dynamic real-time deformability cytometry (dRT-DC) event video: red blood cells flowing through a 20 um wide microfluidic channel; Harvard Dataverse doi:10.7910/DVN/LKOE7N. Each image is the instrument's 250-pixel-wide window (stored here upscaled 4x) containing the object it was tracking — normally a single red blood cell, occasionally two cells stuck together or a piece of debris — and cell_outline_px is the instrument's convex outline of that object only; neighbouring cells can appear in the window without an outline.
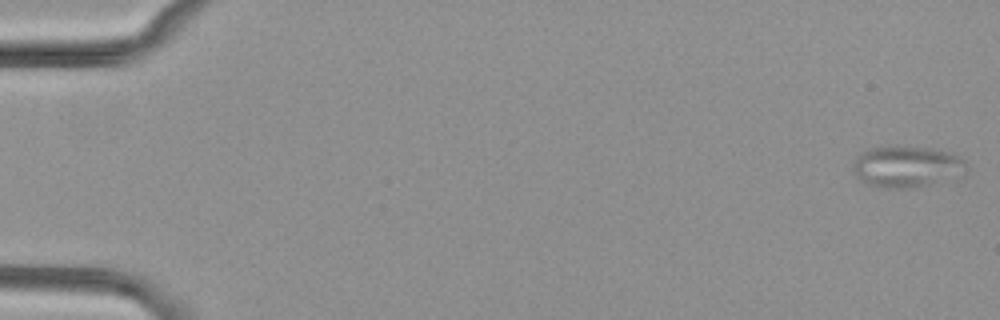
{"species": "common noctule bat (a hibernating species)", "species_latin": "Nyctalus noctula", "temperature_condition": "cold", "stored_images_in_passage": 54, "segment_of_instrument_passage": [1, 2], "camera_frame_rate_fps": 3000, "um_per_image_px": 0.085, "animal": {"sex": "female", "body_mass_g": 29.2, "forearm_length_mm": 56.3}, "frame": {"image": 1, "passage_image": 1, "time_ms": 0.0, "image_size_px": [1000, 320], "cell_outline_px": [[968, 168], [964, 176], [928, 184], [908, 188], [888, 188], [872, 184], [856, 176], [852, 168], [852, 164], [856, 156], [860, 152], [872, 148], [896, 144], [932, 148], [948, 152], [964, 160]], "centroid_in_image_um": [77.1, 14.12], "position_along_channel_um": 7.9, "area_um2": 27.63}}
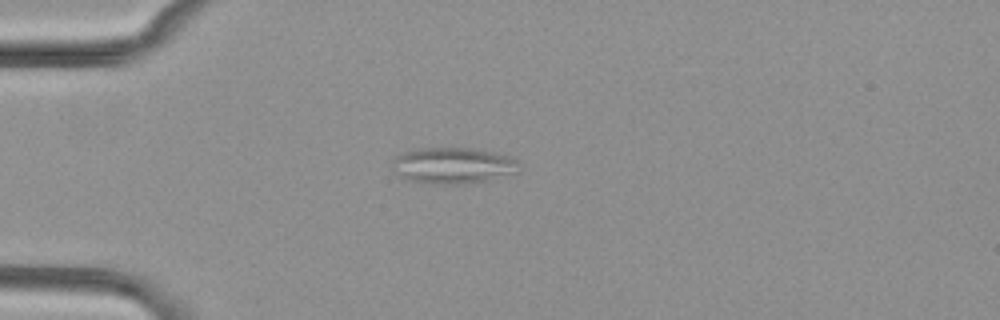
{"frame": {"image": 2, "passage_image": 15, "time_ms": 4.667, "image_size_px": [1000, 320], "cell_outline_px": [[516, 172], [484, 180], [460, 184], [424, 184], [408, 180], [392, 172], [392, 160], [396, 156], [404, 152], [416, 148], [468, 148], [492, 152], [512, 156], [516, 160]], "centroid_in_image_um": [38.39, 14.07], "position_along_channel_um": 46.6, "area_um2": 26.59}}